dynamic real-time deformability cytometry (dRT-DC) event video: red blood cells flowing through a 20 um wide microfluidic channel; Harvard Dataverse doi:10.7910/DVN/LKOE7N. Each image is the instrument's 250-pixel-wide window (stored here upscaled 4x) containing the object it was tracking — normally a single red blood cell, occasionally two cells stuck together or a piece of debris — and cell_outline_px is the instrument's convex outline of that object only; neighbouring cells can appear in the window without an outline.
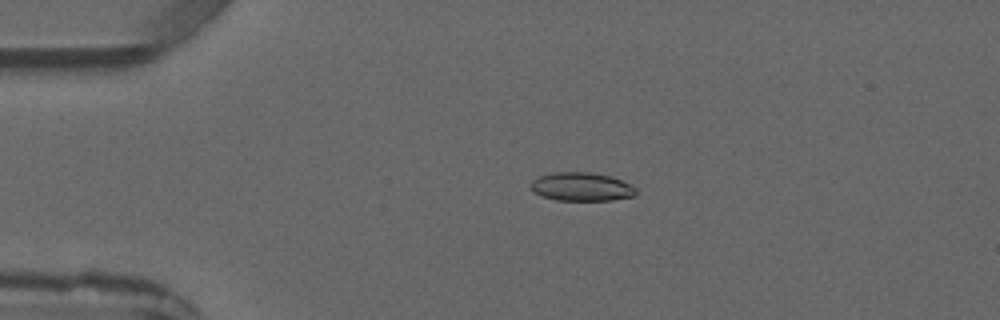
{"species": "common noctule bat (a hibernating species)", "species_latin": "Nyctalus noctula", "temperature_condition": "warm", "stored_images_in_passage": 4, "camera_frame_rate_fps": 3000, "um_per_image_px": 0.085, "animal": {"sex": "male", "forearm_length_mm": 52.5}, "frame": {"image": 1, "passage_image": 3, "time_ms": 2.0, "image_size_px": [1000, 320], "cell_outline_px": [[636, 196], [612, 200], [556, 200], [540, 196], [532, 192], [532, 180], [540, 176], [552, 172], [588, 172], [608, 176], [620, 180], [636, 188]], "centroid_in_image_um": [49.4, 15.88], "position_along_channel_um": 35.6, "area_um2": 17.4}}